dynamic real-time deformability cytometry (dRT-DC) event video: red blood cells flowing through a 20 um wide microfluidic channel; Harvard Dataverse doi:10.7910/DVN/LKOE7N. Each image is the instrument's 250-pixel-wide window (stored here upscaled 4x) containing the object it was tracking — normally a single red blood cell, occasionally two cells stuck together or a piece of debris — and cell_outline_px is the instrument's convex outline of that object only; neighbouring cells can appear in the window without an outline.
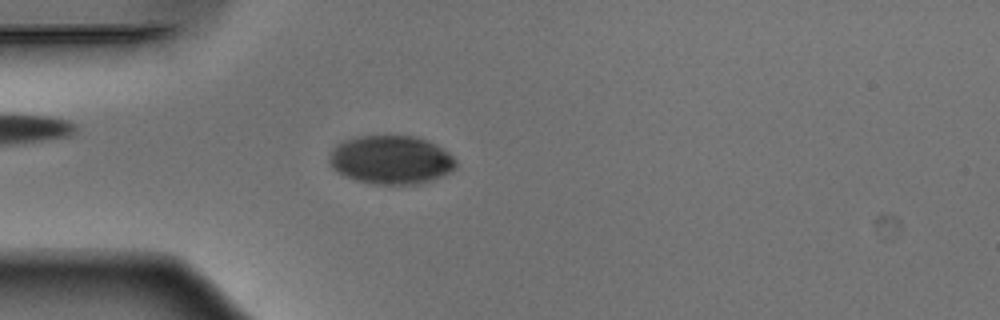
{"species": "Egyptian fruit bat (a non-hibernating species)", "species_latin": "Rousettus aegyptiacus", "temperature_condition": "warm", "stored_images_in_passage": 52, "camera_frame_rate_fps": 3000, "um_per_image_px": 0.085, "animal": {"sex": "male"}, "frame": {"image": 1, "passage_image": 15, "time_ms": 4.667, "image_size_px": [1000, 320], "cell_outline_px": [[456, 168], [440, 176], [416, 184], [372, 184], [356, 180], [344, 176], [332, 168], [328, 160], [332, 148], [336, 144], [344, 140], [356, 136], [416, 136], [428, 140], [444, 148], [456, 160]], "centroid_in_image_um": [33.21, 13.57], "position_along_channel_um": 51.8, "area_um2": 35.95}}
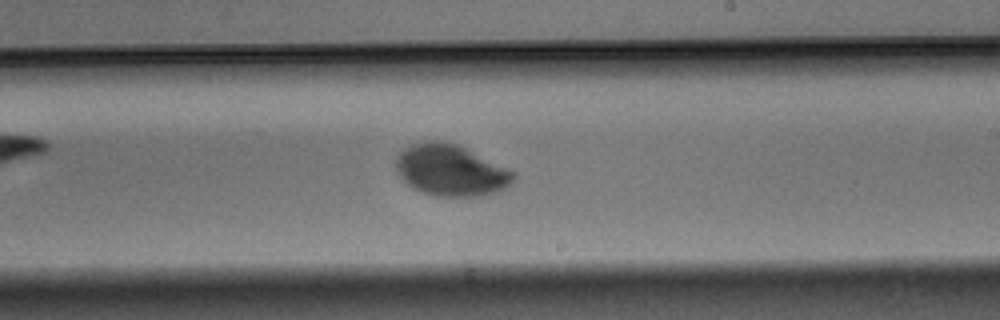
{"frame": {"image": 2, "passage_image": 31, "time_ms": 10.0, "image_size_px": [1000, 320], "cell_outline_px": [[516, 176], [504, 188], [496, 192], [480, 196], [436, 196], [412, 188], [400, 176], [396, 168], [396, 156], [404, 148], [412, 144], [432, 140], [440, 140], [456, 144], [516, 172]], "centroid_in_image_um": [38.3, 14.47], "position_along_channel_um": 250.7, "area_um2": 34.8}}
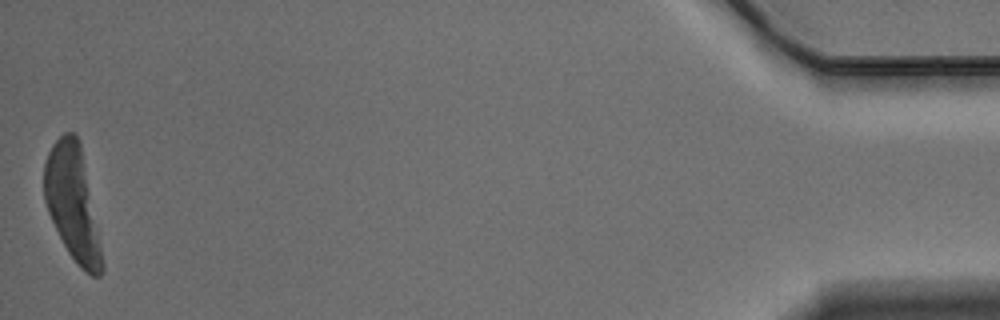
{"frame": {"image": 3, "passage_image": 52, "time_ms": 17.0, "image_size_px": [1000, 320], "cell_outline_px": [[104, 272], [100, 276], [92, 276], [80, 268], [76, 264], [68, 252], [48, 212], [44, 200], [44, 164], [48, 152], [52, 144], [64, 132], [72, 132], [76, 136], [80, 144], [104, 264]], "centroid_in_image_um": [6.15, 17.29], "position_along_channel_um": 429.0, "area_um2": 37.8}}